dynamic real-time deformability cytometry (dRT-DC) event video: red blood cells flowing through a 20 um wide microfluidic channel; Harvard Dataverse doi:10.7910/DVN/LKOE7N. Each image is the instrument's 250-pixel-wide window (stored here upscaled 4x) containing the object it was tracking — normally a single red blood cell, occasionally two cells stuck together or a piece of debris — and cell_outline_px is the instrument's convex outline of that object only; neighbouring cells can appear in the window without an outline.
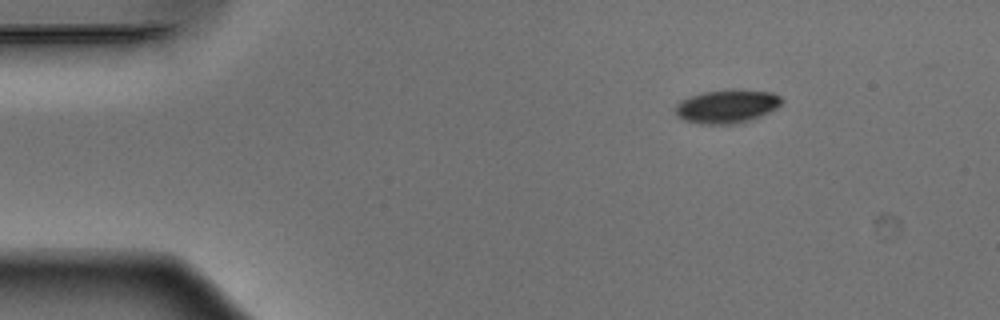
{"species": "Egyptian fruit bat (a non-hibernating species)", "species_latin": "Rousettus aegyptiacus", "temperature_condition": "warm", "stored_images_in_passage": 46, "camera_frame_rate_fps": 3000, "um_per_image_px": 0.085, "animal": {"sex": "male"}, "frame": {"image": 1, "passage_image": 1, "time_ms": 0.0, "image_size_px": [1000, 320], "cell_outline_px": [[784, 100], [776, 108], [760, 116], [748, 120], [732, 124], [700, 124], [684, 120], [676, 116], [676, 104], [680, 100], [688, 96], [704, 92], [728, 88], [732, 88], [772, 92], [780, 96]], "centroid_in_image_um": [61.76, 9.01], "position_along_channel_um": 23.2, "area_um2": 20.98}}
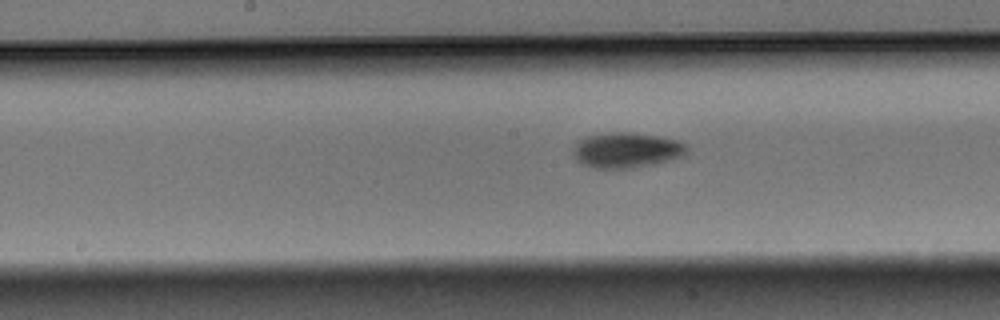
{"frame": {"image": 2, "passage_image": 20, "time_ms": 6.333, "image_size_px": [1000, 320], "cell_outline_px": [[688, 152], [680, 156], [668, 160], [652, 164], [624, 168], [596, 168], [584, 164], [576, 160], [572, 152], [576, 144], [584, 136], [612, 132], [632, 132], [660, 136], [676, 140], [688, 144]], "centroid_in_image_um": [53.25, 12.74], "position_along_channel_um": 194.9, "area_um2": 23.24}}
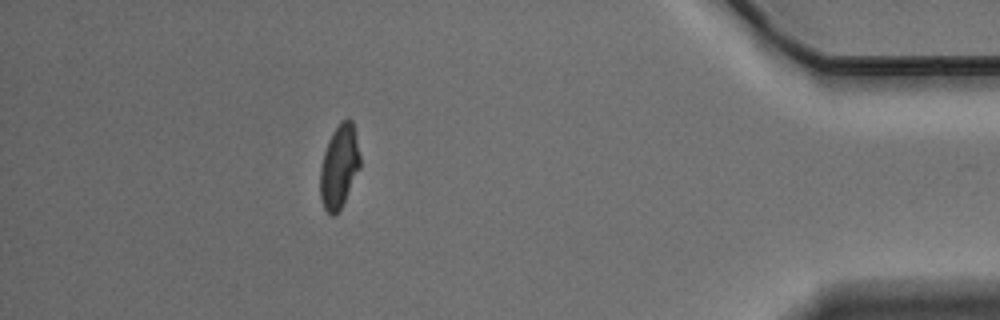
{"frame": {"image": 3, "passage_image": 40, "time_ms": 13.0, "image_size_px": [1000, 320], "cell_outline_px": [[360, 168], [340, 208], [332, 216], [324, 208], [320, 196], [320, 168], [324, 152], [328, 140], [332, 132], [344, 120], [352, 120], [360, 156]], "centroid_in_image_um": [28.82, 14.15], "position_along_channel_um": 406.4, "area_um2": 18.9}, "authors_computed_cell_mechanics": {"area_um2": 20.9814, "velocity_mm_per_s": 3.8947, "shape_relaxation_time_tau1_ms": 3.2025, "shape_relaxation_time_tau2_ms": 3.668, "deformation_change_tau1": 0.1219, "deformation_change_tau2": 0.0749}}